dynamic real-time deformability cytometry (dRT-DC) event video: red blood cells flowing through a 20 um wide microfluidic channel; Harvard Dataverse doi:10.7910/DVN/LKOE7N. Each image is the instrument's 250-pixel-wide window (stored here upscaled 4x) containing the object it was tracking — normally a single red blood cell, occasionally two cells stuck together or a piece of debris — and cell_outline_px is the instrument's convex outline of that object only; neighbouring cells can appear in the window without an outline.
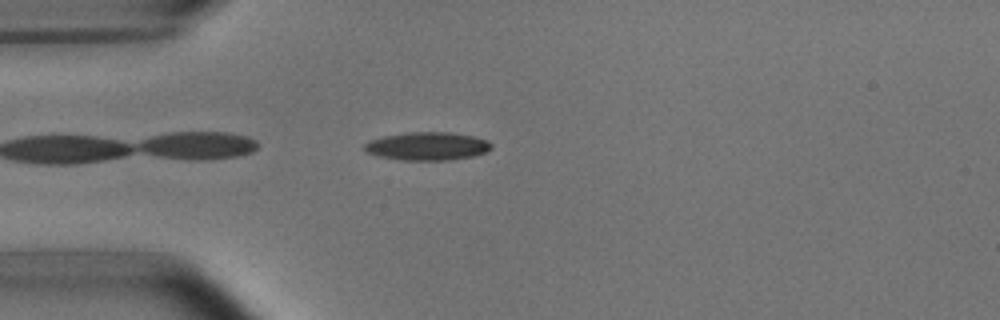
{"species": "common noctule bat (a hibernating species)", "species_latin": "Nyctalus noctula", "temperature_condition": "room temperature", "stored_images_in_passage": 4, "camera_frame_rate_fps": 3000, "um_per_image_px": 0.085, "animal": {"sex": "male", "body_mass_g": 15.6}, "frame": {"image": 1, "passage_image": 4, "time_ms": 3.333, "image_size_px": [1000, 320], "cell_outline_px": [[492, 148], [488, 152], [472, 156], [452, 160], [400, 160], [376, 156], [364, 152], [364, 144], [368, 140], [384, 136], [408, 132], [452, 132], [472, 136], [488, 140], [492, 144]], "centroid_in_image_um": [36.31, 12.43], "position_along_channel_um": 48.7, "area_um2": 21.15}}